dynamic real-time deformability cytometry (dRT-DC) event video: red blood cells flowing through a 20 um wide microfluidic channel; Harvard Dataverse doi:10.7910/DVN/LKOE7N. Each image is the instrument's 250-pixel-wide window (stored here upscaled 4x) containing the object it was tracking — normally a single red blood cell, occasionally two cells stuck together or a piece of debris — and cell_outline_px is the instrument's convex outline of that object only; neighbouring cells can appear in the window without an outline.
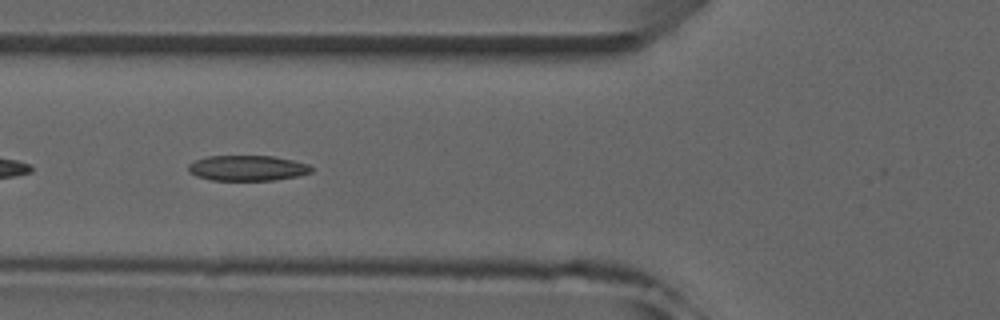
{"species": "common noctule bat (a hibernating species)", "species_latin": "Nyctalus noctula", "temperature_condition": "room temperature", "stored_images_in_passage": 8, "camera_frame_rate_fps": 3000, "um_per_image_px": 0.085, "animal": {"sex": "male", "forearm_length_mm": 52.5}, "frame": {"image": 1, "passage_image": 6, "time_ms": 5.667, "image_size_px": [1000, 320], "cell_outline_px": [[312, 172], [296, 176], [276, 180], [212, 180], [196, 176], [188, 172], [188, 164], [196, 160], [208, 156], [272, 156], [292, 160], [308, 164], [312, 168]], "centroid_in_image_um": [21.01, 14.29], "position_along_channel_um": 104.8, "area_um2": 18.15}}
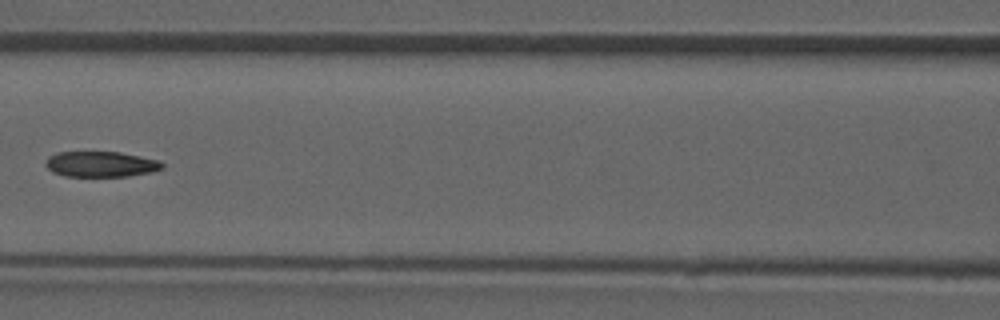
{"frame": {"image": 2, "passage_image": 7, "time_ms": 7.0, "image_size_px": [1000, 320], "cell_outline_px": [[164, 168], [152, 172], [128, 176], [64, 176], [52, 172], [44, 164], [48, 156], [56, 152], [120, 152], [160, 160], [164, 164]], "centroid_in_image_um": [8.58, 13.95], "position_along_channel_um": 158.0, "area_um2": 17.51}}